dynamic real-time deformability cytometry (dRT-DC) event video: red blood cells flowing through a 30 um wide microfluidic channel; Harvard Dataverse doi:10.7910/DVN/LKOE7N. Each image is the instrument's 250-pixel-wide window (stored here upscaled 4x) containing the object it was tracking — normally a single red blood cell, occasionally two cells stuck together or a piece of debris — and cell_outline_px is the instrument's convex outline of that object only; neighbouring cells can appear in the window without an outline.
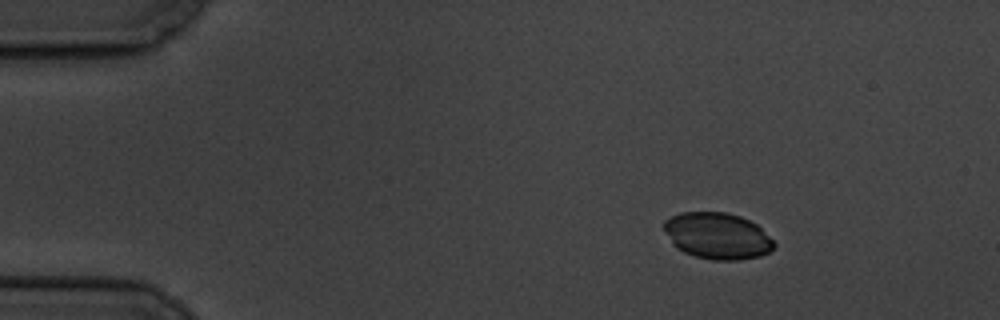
{"species": "common noctule bat (a hibernating species)", "species_latin": "Nyctalus noctula", "temperature_condition": "cold", "stored_images_in_passage": 4, "camera_frame_rate_fps": 3000, "um_per_image_px": 0.085, "animal": {"sex": "male", "body_mass_g": 19.5, "forearm_length_mm": 54.6}, "frame": {"image": 1, "passage_image": 1, "time_ms": 0.0, "image_size_px": [1000, 320], "cell_outline_px": [[776, 248], [760, 256], [740, 260], [712, 260], [696, 256], [684, 252], [676, 248], [672, 244], [664, 228], [664, 220], [668, 216], [680, 212], [724, 212], [740, 216], [756, 224], [776, 244]], "centroid_in_image_um": [60.96, 20.05], "position_along_channel_um": 24.0, "area_um2": 29.82}}